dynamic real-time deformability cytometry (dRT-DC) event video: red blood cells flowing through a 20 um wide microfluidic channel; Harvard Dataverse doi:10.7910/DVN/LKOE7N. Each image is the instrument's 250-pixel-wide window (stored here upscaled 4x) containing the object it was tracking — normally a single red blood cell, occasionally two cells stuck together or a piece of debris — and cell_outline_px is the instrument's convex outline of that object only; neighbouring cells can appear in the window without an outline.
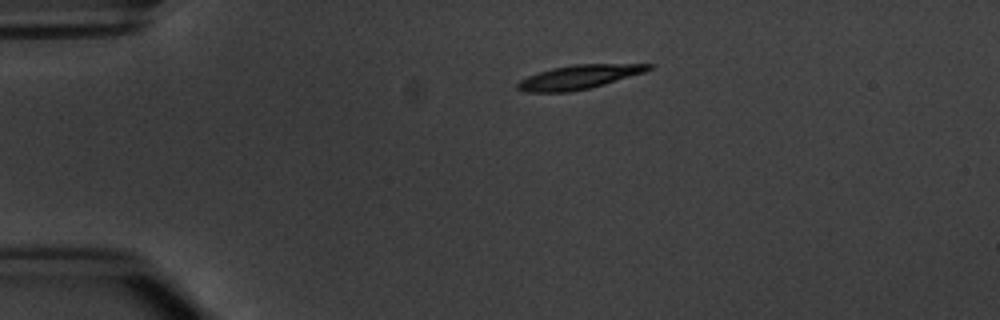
{"species": "common noctule bat (a hibernating species)", "species_latin": "Nyctalus noctula", "temperature_condition": "warm", "stored_images_in_passage": 44, "camera_frame_rate_fps": 3000, "um_per_image_px": 0.085, "animal": {"sex": "male", "body_mass_g": 20.1, "forearm_length_mm": 53.5}, "frame": {"image": 1, "passage_image": 2, "time_ms": 0.333, "image_size_px": [1000, 320], "cell_outline_px": [[656, 64], [652, 68], [644, 72], [604, 84], [588, 88], [568, 92], [524, 92], [516, 88], [516, 84], [520, 80], [528, 76], [552, 68], [572, 64]], "centroid_in_image_um": [49.18, 6.54], "position_along_channel_um": 35.8, "area_um2": 18.15}}
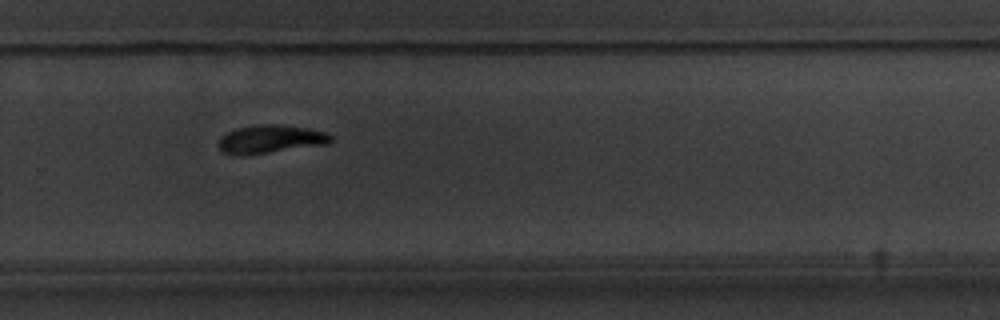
{"frame": {"image": 2, "passage_image": 27, "time_ms": 8.667, "image_size_px": [1000, 320], "cell_outline_px": [[332, 140], [328, 144], [244, 156], [232, 156], [220, 152], [216, 144], [220, 136], [236, 128], [260, 124], [276, 124], [308, 128], [324, 132], [332, 136]], "centroid_in_image_um": [22.9, 11.85], "position_along_channel_um": 306.9, "area_um2": 18.9}}
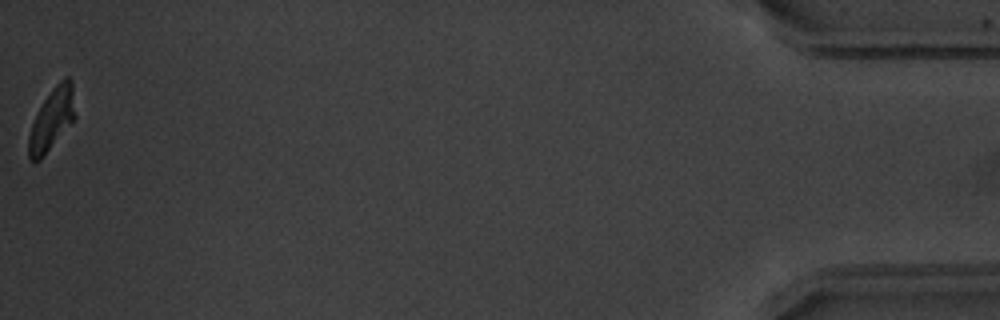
{"frame": {"image": 3, "passage_image": 44, "time_ms": 14.333, "image_size_px": [1000, 320], "cell_outline_px": [[76, 116], [40, 160], [36, 164], [28, 160], [28, 136], [32, 124], [44, 100], [52, 88], [64, 76], [68, 76], [72, 80]], "centroid_in_image_um": [4.4, 10.14], "position_along_channel_um": 430.8, "area_um2": 16.65}, "authors_computed_cell_mechanics": {"area_um2": 18.4382, "velocity_mm_per_s": 3.7866, "shape_relaxation_time_tau1_ms": 2.5421, "shape_relaxation_time_tau2_ms": null, "deformation_change_tau1": 0.1613, "deformation_change_tau2": null}}